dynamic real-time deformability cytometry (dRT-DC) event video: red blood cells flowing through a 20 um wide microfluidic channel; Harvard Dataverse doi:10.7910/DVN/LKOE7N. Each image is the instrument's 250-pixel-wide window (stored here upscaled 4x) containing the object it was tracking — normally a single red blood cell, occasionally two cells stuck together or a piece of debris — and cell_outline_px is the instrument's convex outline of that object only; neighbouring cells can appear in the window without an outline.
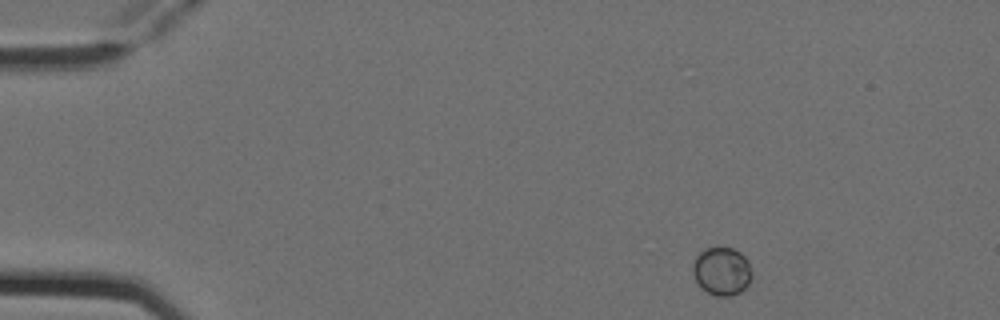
{"species": "Egyptian fruit bat (a non-hibernating species)", "species_latin": "Rousettus aegyptiacus", "temperature_condition": "cold", "stored_images_in_passage": 5, "camera_frame_rate_fps": 3000, "um_per_image_px": 0.085, "animal": {"sex": "female"}, "frame": {"image": 1, "passage_image": 1, "time_ms": 0.0, "image_size_px": [1000, 320], "cell_outline_px": [[752, 276], [748, 284], [740, 292], [732, 296], [716, 296], [700, 288], [692, 272], [692, 264], [696, 256], [704, 248], [732, 248], [740, 252], [748, 260], [752, 272]], "centroid_in_image_um": [61.35, 23.06], "position_along_channel_um": 23.7, "area_um2": 16.7}}
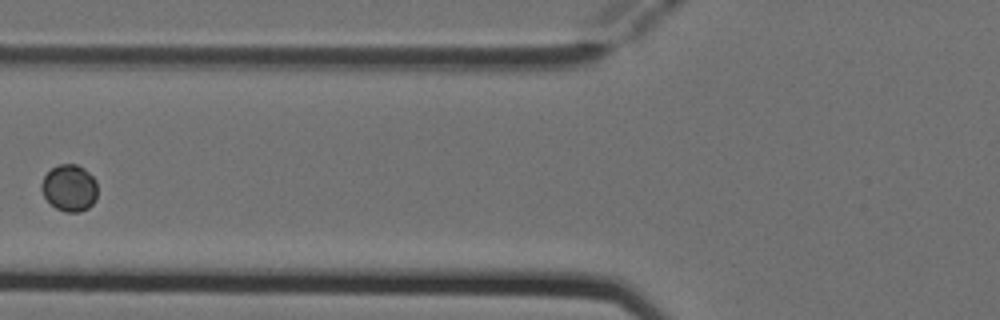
{"frame": {"image": 2, "passage_image": 4, "time_ms": 1.0, "image_size_px": [1000, 320], "cell_outline_px": [[96, 200], [88, 208], [80, 212], [64, 212], [56, 208], [44, 196], [40, 188], [40, 184], [44, 176], [52, 168], [60, 164], [76, 164], [84, 168], [96, 180]], "centroid_in_image_um": [5.9, 15.98], "position_along_channel_um": 119.9, "area_um2": 15.26}}
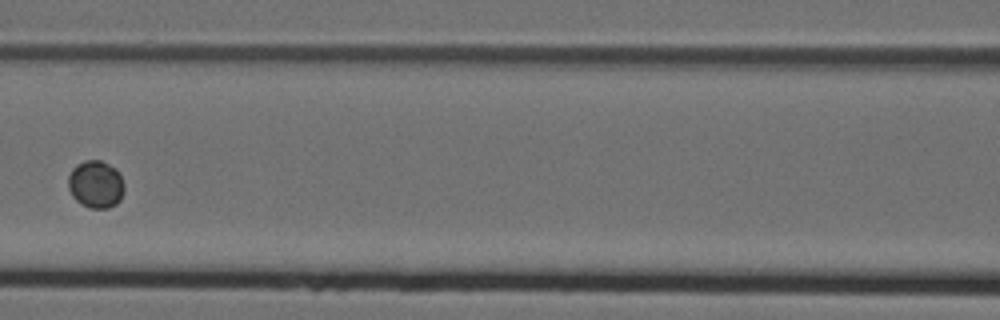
{"frame": {"image": 3, "passage_image": 5, "time_ms": 1.333, "image_size_px": [1000, 320], "cell_outline_px": [[124, 192], [120, 200], [116, 204], [108, 208], [92, 208], [80, 204], [72, 196], [68, 188], [68, 176], [72, 168], [76, 164], [84, 160], [100, 160], [116, 168], [124, 184]], "centroid_in_image_um": [8.13, 15.66], "position_along_channel_um": 158.5, "area_um2": 15.66}}